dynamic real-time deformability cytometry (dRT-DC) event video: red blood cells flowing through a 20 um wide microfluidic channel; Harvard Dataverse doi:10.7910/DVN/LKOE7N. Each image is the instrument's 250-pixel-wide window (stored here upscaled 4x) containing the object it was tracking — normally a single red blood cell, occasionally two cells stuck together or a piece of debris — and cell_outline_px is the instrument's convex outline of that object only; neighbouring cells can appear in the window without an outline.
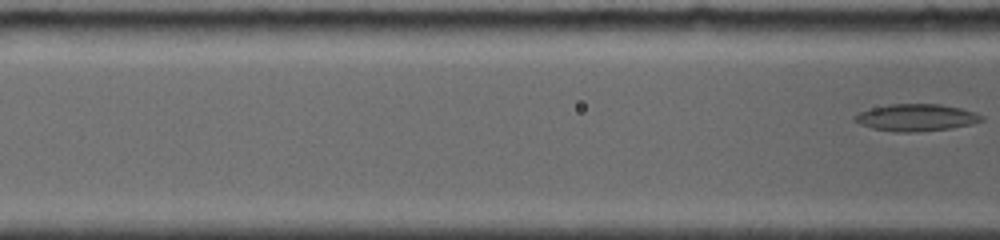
{"species": "common noctule bat (a hibernating species)", "species_latin": "Nyctalus noctula", "temperature_condition": "room temperature", "stored_images_in_passage": 5, "segment_of_instrument_passage": [2, 2], "camera_frame_rate_fps": 4000, "um_per_image_px": 0.085, "animal": {"sex": "female", "body_mass_g": 19.0, "forearm_length_mm": 56.7}, "frame": {"image": 1, "passage_image": 5, "time_ms": 4.0, "image_size_px": [1000, 240], "cell_outline_px": [[984, 120], [972, 124], [952, 128], [908, 132], [896, 132], [872, 128], [860, 124], [852, 120], [852, 116], [860, 112], [872, 108], [888, 104], [940, 104], [960, 108], [976, 112], [984, 116]], "centroid_in_image_um": [77.88, 9.99], "position_along_channel_um": 88.7, "area_um2": 20.0}}